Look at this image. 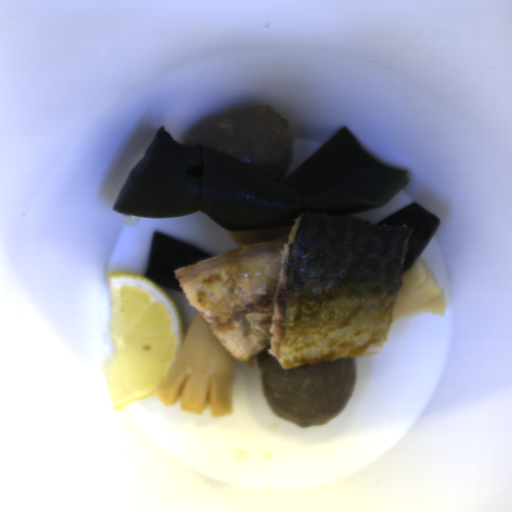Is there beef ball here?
<instances>
[{
    "label": "beef ball",
    "instance_id": "obj_1",
    "mask_svg": "<svg viewBox=\"0 0 512 512\" xmlns=\"http://www.w3.org/2000/svg\"><path fill=\"white\" fill-rule=\"evenodd\" d=\"M261 389L275 416L301 428L324 424L349 403L356 386L354 357L317 365L281 368L275 356L260 351Z\"/></svg>",
    "mask_w": 512,
    "mask_h": 512
},
{
    "label": "beef ball",
    "instance_id": "obj_2",
    "mask_svg": "<svg viewBox=\"0 0 512 512\" xmlns=\"http://www.w3.org/2000/svg\"><path fill=\"white\" fill-rule=\"evenodd\" d=\"M289 121L270 105L241 103L200 121L183 145L220 151L280 182L293 163Z\"/></svg>",
    "mask_w": 512,
    "mask_h": 512
}]
</instances>
